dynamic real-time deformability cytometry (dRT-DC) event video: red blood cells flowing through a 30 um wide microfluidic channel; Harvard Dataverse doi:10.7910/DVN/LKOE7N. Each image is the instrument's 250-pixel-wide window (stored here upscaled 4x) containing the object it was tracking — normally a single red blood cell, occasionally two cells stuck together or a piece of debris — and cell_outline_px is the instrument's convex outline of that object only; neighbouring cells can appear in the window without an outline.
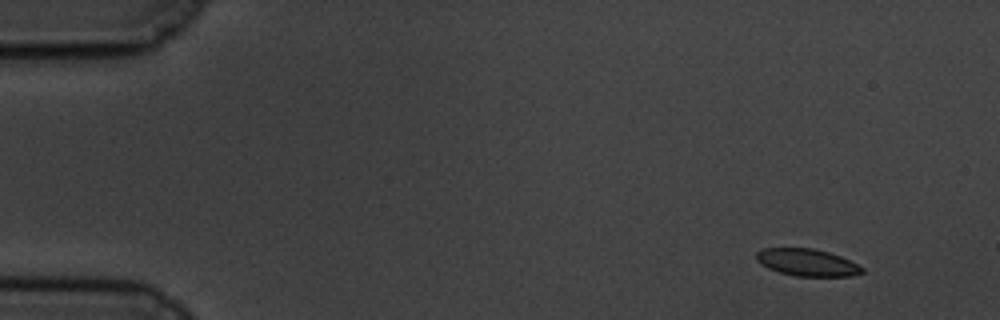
{"species": "common noctule bat (a hibernating species)", "species_latin": "Nyctalus noctula", "temperature_condition": "cold", "stored_images_in_passage": 54, "camera_frame_rate_fps": 3000, "um_per_image_px": 0.085, "animal": {"sex": "male", "body_mass_g": 19.5, "forearm_length_mm": 54.6}, "frame": {"image": 1, "passage_image": 1, "time_ms": 0.0, "image_size_px": [1000, 320], "cell_outline_px": [[864, 272], [852, 276], [796, 276], [780, 272], [768, 268], [760, 264], [756, 260], [756, 252], [764, 248], [812, 248], [828, 252], [840, 256], [864, 268]], "centroid_in_image_um": [68.58, 22.31], "position_along_channel_um": 16.4, "area_um2": 16.65}}
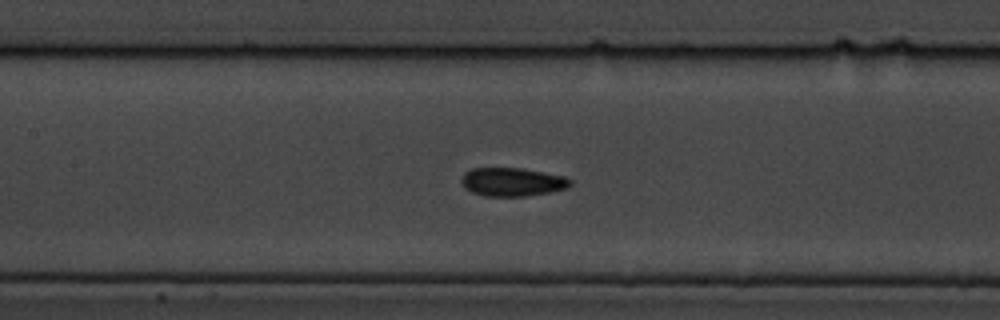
{"frame": {"image": 2, "passage_image": 23, "time_ms": 7.333, "image_size_px": [1000, 320], "cell_outline_px": [[572, 184], [568, 188], [548, 192], [524, 196], [484, 196], [472, 192], [464, 188], [460, 180], [464, 172], [472, 168], [524, 168], [564, 176], [572, 180]], "centroid_in_image_um": [43.53, 15.46], "position_along_channel_um": 163.9, "area_um2": 18.21}}
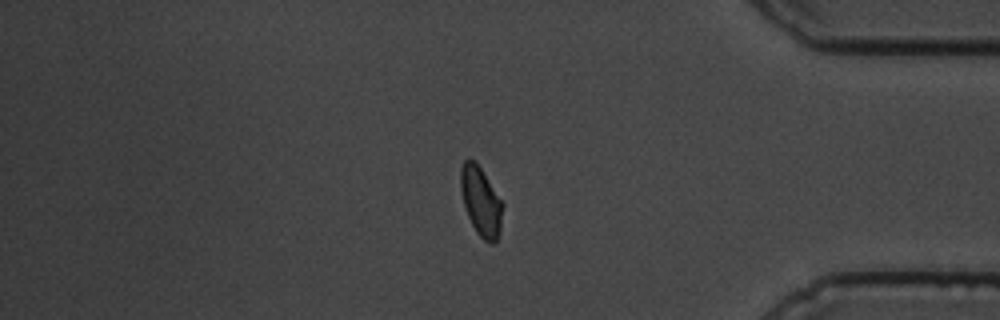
{"frame": {"image": 3, "passage_image": 45, "time_ms": 14.667, "image_size_px": [1000, 320], "cell_outline_px": [[504, 204], [500, 232], [496, 240], [492, 244], [484, 240], [476, 232], [468, 216], [464, 204], [460, 188], [460, 168], [464, 160], [468, 156], [476, 160]], "centroid_in_image_um": [40.87, 17.07], "position_along_channel_um": 394.3, "area_um2": 17.17}, "authors_computed_cell_mechanics": {"area_um2": 17.5134, "velocity_mm_per_s": 3.481, "shape_relaxation_time_tau1_ms": 2.2709, "shape_relaxation_time_tau2_ms": 1.7431, "deformation_change_tau1": 0.0944, "deformation_change_tau2": 0.0606}}